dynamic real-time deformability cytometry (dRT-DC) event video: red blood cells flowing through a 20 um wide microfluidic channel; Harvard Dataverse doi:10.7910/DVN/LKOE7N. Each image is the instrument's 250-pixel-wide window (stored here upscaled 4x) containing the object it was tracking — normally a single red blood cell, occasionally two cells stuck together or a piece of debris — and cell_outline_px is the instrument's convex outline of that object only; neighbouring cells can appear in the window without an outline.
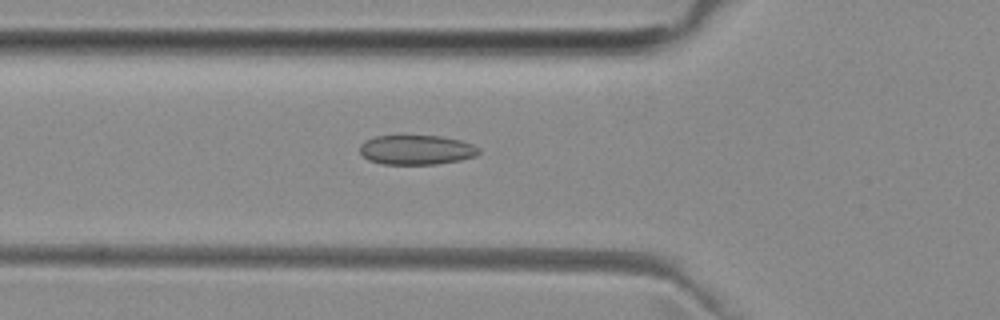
{"species": "common noctule bat (a hibernating species)", "species_latin": "Nyctalus noctula", "temperature_condition": "room temperature", "stored_images_in_passage": 51, "camera_frame_rate_fps": 3000, "um_per_image_px": 0.085, "animal": {"sex": "female", "body_mass_g": 29.2, "forearm_length_mm": 56.3}, "frame": {"image": 1, "passage_image": 18, "time_ms": 5.667, "image_size_px": [1000, 320], "cell_outline_px": [[480, 152], [476, 156], [460, 160], [436, 164], [384, 164], [368, 160], [360, 152], [360, 144], [364, 140], [376, 136], [440, 136], [460, 140], [472, 144], [480, 148]], "centroid_in_image_um": [35.4, 12.74], "position_along_channel_um": 90.4, "area_um2": 20.52}}
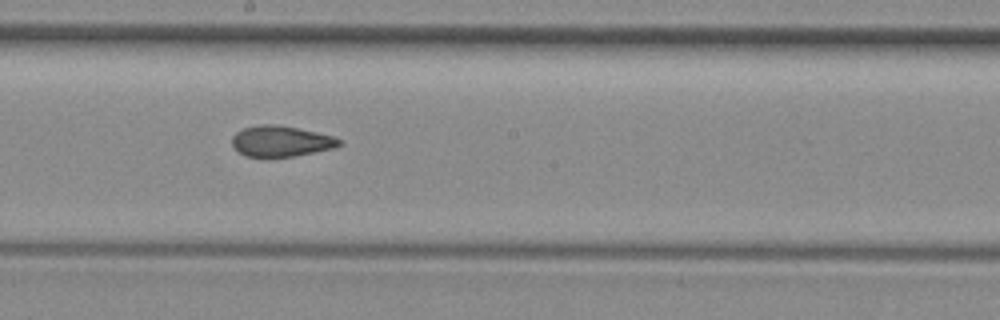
{"frame": {"image": 2, "passage_image": 28, "time_ms": 9.0, "image_size_px": [1000, 320], "cell_outline_px": [[344, 144], [332, 148], [296, 156], [244, 156], [236, 152], [232, 144], [232, 136], [236, 132], [244, 128], [264, 124], [276, 124], [296, 128], [332, 136], [344, 140]], "centroid_in_image_um": [23.87, 12.0], "position_along_channel_um": 224.3, "area_um2": 19.13}}
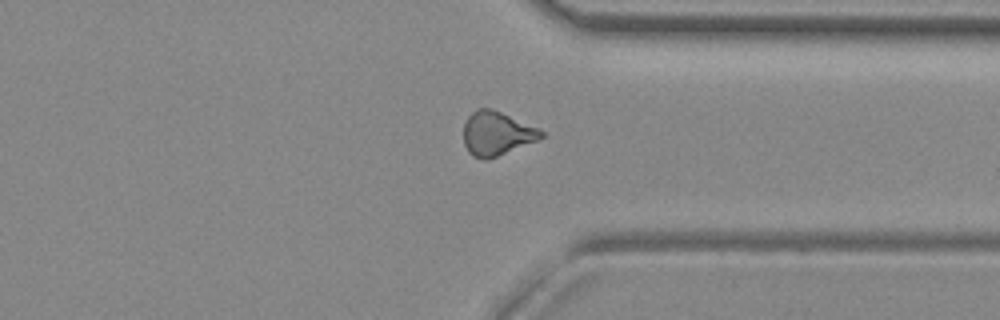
{"frame": {"image": 3, "passage_image": 39, "time_ms": 12.667, "image_size_px": [1000, 320], "cell_outline_px": [[544, 136], [536, 140], [496, 156], [484, 160], [472, 156], [468, 152], [464, 144], [464, 124], [468, 116], [476, 108], [488, 108], [500, 112], [540, 128], [544, 132]], "centroid_in_image_um": [42.19, 11.34], "position_along_channel_um": 369.2, "area_um2": 19.59}, "authors_computed_cell_mechanics": {"area_um2": 19.8254, "velocity_mm_per_s": 4.0013, "shape_relaxation_time_tau1_ms": null, "shape_relaxation_time_tau2_ms": 1.742, "deformation_change_tau1": null, "deformation_change_tau2": 0.0821}}